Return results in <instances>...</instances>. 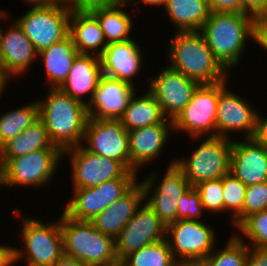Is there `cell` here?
Here are the masks:
<instances>
[{"label":"cell","mask_w":267,"mask_h":266,"mask_svg":"<svg viewBox=\"0 0 267 266\" xmlns=\"http://www.w3.org/2000/svg\"><path fill=\"white\" fill-rule=\"evenodd\" d=\"M42 99H36L39 119L44 123L51 142L62 151L81 145L89 118L87 106L60 88H49Z\"/></svg>","instance_id":"6da1fadb"},{"label":"cell","mask_w":267,"mask_h":266,"mask_svg":"<svg viewBox=\"0 0 267 266\" xmlns=\"http://www.w3.org/2000/svg\"><path fill=\"white\" fill-rule=\"evenodd\" d=\"M199 31L214 58L229 72L239 66L245 47H248V39H253L252 15L212 11Z\"/></svg>","instance_id":"7a4b0ae2"},{"label":"cell","mask_w":267,"mask_h":266,"mask_svg":"<svg viewBox=\"0 0 267 266\" xmlns=\"http://www.w3.org/2000/svg\"><path fill=\"white\" fill-rule=\"evenodd\" d=\"M169 45L168 66L199 85L222 82L229 77L200 31H175Z\"/></svg>","instance_id":"3957f363"},{"label":"cell","mask_w":267,"mask_h":266,"mask_svg":"<svg viewBox=\"0 0 267 266\" xmlns=\"http://www.w3.org/2000/svg\"><path fill=\"white\" fill-rule=\"evenodd\" d=\"M63 253L87 266H115L119 260L115 239L97 230L89 221H77L60 214Z\"/></svg>","instance_id":"277c9868"},{"label":"cell","mask_w":267,"mask_h":266,"mask_svg":"<svg viewBox=\"0 0 267 266\" xmlns=\"http://www.w3.org/2000/svg\"><path fill=\"white\" fill-rule=\"evenodd\" d=\"M58 219L55 223L53 221L45 223L40 219L28 216L22 219L20 237L23 249L15 247V263L25 259L26 265L54 266L64 254L60 217Z\"/></svg>","instance_id":"5b68a950"},{"label":"cell","mask_w":267,"mask_h":266,"mask_svg":"<svg viewBox=\"0 0 267 266\" xmlns=\"http://www.w3.org/2000/svg\"><path fill=\"white\" fill-rule=\"evenodd\" d=\"M63 161L60 148L33 151L7 160L0 170V187H46ZM52 179V180H51Z\"/></svg>","instance_id":"8992f818"},{"label":"cell","mask_w":267,"mask_h":266,"mask_svg":"<svg viewBox=\"0 0 267 266\" xmlns=\"http://www.w3.org/2000/svg\"><path fill=\"white\" fill-rule=\"evenodd\" d=\"M204 138L189 157L175 159V164L182 170L191 187L204 181L220 179L230 172L233 138Z\"/></svg>","instance_id":"52a82bcc"},{"label":"cell","mask_w":267,"mask_h":266,"mask_svg":"<svg viewBox=\"0 0 267 266\" xmlns=\"http://www.w3.org/2000/svg\"><path fill=\"white\" fill-rule=\"evenodd\" d=\"M175 159H171L162 179L158 180L160 182H156L160 176L157 172H151L141 181L144 201L166 227L178 220L179 201L191 187Z\"/></svg>","instance_id":"ba28073f"},{"label":"cell","mask_w":267,"mask_h":266,"mask_svg":"<svg viewBox=\"0 0 267 266\" xmlns=\"http://www.w3.org/2000/svg\"><path fill=\"white\" fill-rule=\"evenodd\" d=\"M220 94V82L201 84L193 92L191 100L173 120V132H186L193 141L216 136V113ZM205 135V136H204ZM203 136V137H202Z\"/></svg>","instance_id":"9c48e42d"},{"label":"cell","mask_w":267,"mask_h":266,"mask_svg":"<svg viewBox=\"0 0 267 266\" xmlns=\"http://www.w3.org/2000/svg\"><path fill=\"white\" fill-rule=\"evenodd\" d=\"M70 15L71 11L64 4L53 3L32 6L15 21L39 53L69 34Z\"/></svg>","instance_id":"30bf717a"},{"label":"cell","mask_w":267,"mask_h":266,"mask_svg":"<svg viewBox=\"0 0 267 266\" xmlns=\"http://www.w3.org/2000/svg\"><path fill=\"white\" fill-rule=\"evenodd\" d=\"M68 155L72 188H91L119 178H139V173L129 171L121 162L89 152L81 145L63 151ZM71 156V157H70Z\"/></svg>","instance_id":"8fae6325"},{"label":"cell","mask_w":267,"mask_h":266,"mask_svg":"<svg viewBox=\"0 0 267 266\" xmlns=\"http://www.w3.org/2000/svg\"><path fill=\"white\" fill-rule=\"evenodd\" d=\"M216 234L204 220L182 219L166 227V239L177 262L205 259L217 248Z\"/></svg>","instance_id":"7c38bea8"},{"label":"cell","mask_w":267,"mask_h":266,"mask_svg":"<svg viewBox=\"0 0 267 266\" xmlns=\"http://www.w3.org/2000/svg\"><path fill=\"white\" fill-rule=\"evenodd\" d=\"M138 178H119L91 188L73 189L63 213L77 221H92L104 209L124 195Z\"/></svg>","instance_id":"4fadbf2b"},{"label":"cell","mask_w":267,"mask_h":266,"mask_svg":"<svg viewBox=\"0 0 267 266\" xmlns=\"http://www.w3.org/2000/svg\"><path fill=\"white\" fill-rule=\"evenodd\" d=\"M81 146L117 160L131 171L128 131L120 120L88 118Z\"/></svg>","instance_id":"5bb4252c"},{"label":"cell","mask_w":267,"mask_h":266,"mask_svg":"<svg viewBox=\"0 0 267 266\" xmlns=\"http://www.w3.org/2000/svg\"><path fill=\"white\" fill-rule=\"evenodd\" d=\"M228 78L220 82L216 113V136L232 138V132L241 131L244 138H252L258 111L248 98L237 95L228 88ZM250 102V103H248ZM252 104V105H251ZM231 133V134H230Z\"/></svg>","instance_id":"9a60e30c"},{"label":"cell","mask_w":267,"mask_h":266,"mask_svg":"<svg viewBox=\"0 0 267 266\" xmlns=\"http://www.w3.org/2000/svg\"><path fill=\"white\" fill-rule=\"evenodd\" d=\"M163 239L166 226L144 201L115 238L116 256L120 262L128 254Z\"/></svg>","instance_id":"2e32d148"},{"label":"cell","mask_w":267,"mask_h":266,"mask_svg":"<svg viewBox=\"0 0 267 266\" xmlns=\"http://www.w3.org/2000/svg\"><path fill=\"white\" fill-rule=\"evenodd\" d=\"M160 70L156 77L149 78L147 89L157 100L163 115L174 120L191 100L199 84L168 65Z\"/></svg>","instance_id":"e0dca14e"},{"label":"cell","mask_w":267,"mask_h":266,"mask_svg":"<svg viewBox=\"0 0 267 266\" xmlns=\"http://www.w3.org/2000/svg\"><path fill=\"white\" fill-rule=\"evenodd\" d=\"M9 13H1V20H10ZM5 31L0 25V68L12 80L29 72L30 66L37 60L38 53L14 20ZM4 30V31H3Z\"/></svg>","instance_id":"ac0fdd59"},{"label":"cell","mask_w":267,"mask_h":266,"mask_svg":"<svg viewBox=\"0 0 267 266\" xmlns=\"http://www.w3.org/2000/svg\"><path fill=\"white\" fill-rule=\"evenodd\" d=\"M137 91L128 82L102 75L87 106L89 118L119 120Z\"/></svg>","instance_id":"d6986e66"},{"label":"cell","mask_w":267,"mask_h":266,"mask_svg":"<svg viewBox=\"0 0 267 266\" xmlns=\"http://www.w3.org/2000/svg\"><path fill=\"white\" fill-rule=\"evenodd\" d=\"M230 173L246 186L266 182L267 150L252 138L233 139Z\"/></svg>","instance_id":"ffe728a7"},{"label":"cell","mask_w":267,"mask_h":266,"mask_svg":"<svg viewBox=\"0 0 267 266\" xmlns=\"http://www.w3.org/2000/svg\"><path fill=\"white\" fill-rule=\"evenodd\" d=\"M170 131H173V123H159L128 131L131 171L140 172L139 169L153 163L161 155L166 144H169Z\"/></svg>","instance_id":"44dd1931"},{"label":"cell","mask_w":267,"mask_h":266,"mask_svg":"<svg viewBox=\"0 0 267 266\" xmlns=\"http://www.w3.org/2000/svg\"><path fill=\"white\" fill-rule=\"evenodd\" d=\"M143 50L135 40L107 44L100 55L102 74L135 85L142 67Z\"/></svg>","instance_id":"7402d4cb"},{"label":"cell","mask_w":267,"mask_h":266,"mask_svg":"<svg viewBox=\"0 0 267 266\" xmlns=\"http://www.w3.org/2000/svg\"><path fill=\"white\" fill-rule=\"evenodd\" d=\"M143 202V185L137 181L124 195L90 222L97 230L115 239Z\"/></svg>","instance_id":"603a6c76"},{"label":"cell","mask_w":267,"mask_h":266,"mask_svg":"<svg viewBox=\"0 0 267 266\" xmlns=\"http://www.w3.org/2000/svg\"><path fill=\"white\" fill-rule=\"evenodd\" d=\"M102 75L100 56L79 54L60 89L71 98L87 105ZM87 95H90V97ZM85 96L89 98L86 99L87 101L84 99Z\"/></svg>","instance_id":"cb8c5ba5"},{"label":"cell","mask_w":267,"mask_h":266,"mask_svg":"<svg viewBox=\"0 0 267 266\" xmlns=\"http://www.w3.org/2000/svg\"><path fill=\"white\" fill-rule=\"evenodd\" d=\"M79 54L69 34L38 53L49 88L62 86Z\"/></svg>","instance_id":"d4e9b609"},{"label":"cell","mask_w":267,"mask_h":266,"mask_svg":"<svg viewBox=\"0 0 267 266\" xmlns=\"http://www.w3.org/2000/svg\"><path fill=\"white\" fill-rule=\"evenodd\" d=\"M69 35L80 54L100 56L107 46L100 24L91 12H71Z\"/></svg>","instance_id":"484cf974"},{"label":"cell","mask_w":267,"mask_h":266,"mask_svg":"<svg viewBox=\"0 0 267 266\" xmlns=\"http://www.w3.org/2000/svg\"><path fill=\"white\" fill-rule=\"evenodd\" d=\"M136 92L132 95L126 110L119 119L127 131L159 123H173V120L167 119L163 115L160 105L148 89L139 97Z\"/></svg>","instance_id":"4316f807"},{"label":"cell","mask_w":267,"mask_h":266,"mask_svg":"<svg viewBox=\"0 0 267 266\" xmlns=\"http://www.w3.org/2000/svg\"><path fill=\"white\" fill-rule=\"evenodd\" d=\"M175 31H199L211 14L208 0H167L163 8Z\"/></svg>","instance_id":"83f0119b"},{"label":"cell","mask_w":267,"mask_h":266,"mask_svg":"<svg viewBox=\"0 0 267 266\" xmlns=\"http://www.w3.org/2000/svg\"><path fill=\"white\" fill-rule=\"evenodd\" d=\"M127 5L125 1H119L110 7L91 11L100 24L107 44L124 42L133 38L131 36V29L134 25L132 16H130V12L127 13V9L126 12L124 9Z\"/></svg>","instance_id":"f1b7e54d"},{"label":"cell","mask_w":267,"mask_h":266,"mask_svg":"<svg viewBox=\"0 0 267 266\" xmlns=\"http://www.w3.org/2000/svg\"><path fill=\"white\" fill-rule=\"evenodd\" d=\"M48 148L59 147L51 142L44 123L39 119L2 146V166L9 159Z\"/></svg>","instance_id":"f546056e"},{"label":"cell","mask_w":267,"mask_h":266,"mask_svg":"<svg viewBox=\"0 0 267 266\" xmlns=\"http://www.w3.org/2000/svg\"><path fill=\"white\" fill-rule=\"evenodd\" d=\"M39 120L38 101L7 111L0 115V145L3 146L9 140L23 132L27 127Z\"/></svg>","instance_id":"4dcf8cb0"},{"label":"cell","mask_w":267,"mask_h":266,"mask_svg":"<svg viewBox=\"0 0 267 266\" xmlns=\"http://www.w3.org/2000/svg\"><path fill=\"white\" fill-rule=\"evenodd\" d=\"M176 263L167 239L144 246L120 261L122 266H176Z\"/></svg>","instance_id":"1f68e13d"},{"label":"cell","mask_w":267,"mask_h":266,"mask_svg":"<svg viewBox=\"0 0 267 266\" xmlns=\"http://www.w3.org/2000/svg\"><path fill=\"white\" fill-rule=\"evenodd\" d=\"M224 211H231L230 222L235 228L243 221V205L247 186L230 172L222 177Z\"/></svg>","instance_id":"d6a6232c"},{"label":"cell","mask_w":267,"mask_h":266,"mask_svg":"<svg viewBox=\"0 0 267 266\" xmlns=\"http://www.w3.org/2000/svg\"><path fill=\"white\" fill-rule=\"evenodd\" d=\"M222 250H213L206 258L209 266H246L248 245L242 242L235 233L230 234Z\"/></svg>","instance_id":"836d02e7"},{"label":"cell","mask_w":267,"mask_h":266,"mask_svg":"<svg viewBox=\"0 0 267 266\" xmlns=\"http://www.w3.org/2000/svg\"><path fill=\"white\" fill-rule=\"evenodd\" d=\"M236 229L242 235L239 232L235 235L244 243H246V236L249 240L246 243L248 246L267 249V209L249 215Z\"/></svg>","instance_id":"e575fe53"},{"label":"cell","mask_w":267,"mask_h":266,"mask_svg":"<svg viewBox=\"0 0 267 266\" xmlns=\"http://www.w3.org/2000/svg\"><path fill=\"white\" fill-rule=\"evenodd\" d=\"M199 193L204 211L214 213L224 212L222 178L204 181L194 186Z\"/></svg>","instance_id":"d590c367"},{"label":"cell","mask_w":267,"mask_h":266,"mask_svg":"<svg viewBox=\"0 0 267 266\" xmlns=\"http://www.w3.org/2000/svg\"><path fill=\"white\" fill-rule=\"evenodd\" d=\"M203 214V215H202ZM204 208L201 202L199 193L194 187L190 189L181 197L178 205V220H203Z\"/></svg>","instance_id":"8d00e7d4"},{"label":"cell","mask_w":267,"mask_h":266,"mask_svg":"<svg viewBox=\"0 0 267 266\" xmlns=\"http://www.w3.org/2000/svg\"><path fill=\"white\" fill-rule=\"evenodd\" d=\"M267 209V181L247 186L243 205V220L249 215Z\"/></svg>","instance_id":"74e56055"},{"label":"cell","mask_w":267,"mask_h":266,"mask_svg":"<svg viewBox=\"0 0 267 266\" xmlns=\"http://www.w3.org/2000/svg\"><path fill=\"white\" fill-rule=\"evenodd\" d=\"M252 34V41L267 52V11L252 15Z\"/></svg>","instance_id":"f35d334b"},{"label":"cell","mask_w":267,"mask_h":266,"mask_svg":"<svg viewBox=\"0 0 267 266\" xmlns=\"http://www.w3.org/2000/svg\"><path fill=\"white\" fill-rule=\"evenodd\" d=\"M119 0H66L65 6L71 12H91L98 8L115 5Z\"/></svg>","instance_id":"ab89813d"},{"label":"cell","mask_w":267,"mask_h":266,"mask_svg":"<svg viewBox=\"0 0 267 266\" xmlns=\"http://www.w3.org/2000/svg\"><path fill=\"white\" fill-rule=\"evenodd\" d=\"M257 114L255 132L252 139L265 150H267V117Z\"/></svg>","instance_id":"60d3db41"},{"label":"cell","mask_w":267,"mask_h":266,"mask_svg":"<svg viewBox=\"0 0 267 266\" xmlns=\"http://www.w3.org/2000/svg\"><path fill=\"white\" fill-rule=\"evenodd\" d=\"M211 11L240 12V0H208Z\"/></svg>","instance_id":"b9f144b4"},{"label":"cell","mask_w":267,"mask_h":266,"mask_svg":"<svg viewBox=\"0 0 267 266\" xmlns=\"http://www.w3.org/2000/svg\"><path fill=\"white\" fill-rule=\"evenodd\" d=\"M246 266H267V249L248 246Z\"/></svg>","instance_id":"7bdbcfd3"},{"label":"cell","mask_w":267,"mask_h":266,"mask_svg":"<svg viewBox=\"0 0 267 266\" xmlns=\"http://www.w3.org/2000/svg\"><path fill=\"white\" fill-rule=\"evenodd\" d=\"M267 11V0H240V13L254 15Z\"/></svg>","instance_id":"ee69618b"},{"label":"cell","mask_w":267,"mask_h":266,"mask_svg":"<svg viewBox=\"0 0 267 266\" xmlns=\"http://www.w3.org/2000/svg\"><path fill=\"white\" fill-rule=\"evenodd\" d=\"M15 246L0 244V266L15 265Z\"/></svg>","instance_id":"f6af8a7d"},{"label":"cell","mask_w":267,"mask_h":266,"mask_svg":"<svg viewBox=\"0 0 267 266\" xmlns=\"http://www.w3.org/2000/svg\"><path fill=\"white\" fill-rule=\"evenodd\" d=\"M54 266H87L83 262L77 260L76 258H73L71 256H68L66 254H63L54 264Z\"/></svg>","instance_id":"bcb514c9"},{"label":"cell","mask_w":267,"mask_h":266,"mask_svg":"<svg viewBox=\"0 0 267 266\" xmlns=\"http://www.w3.org/2000/svg\"><path fill=\"white\" fill-rule=\"evenodd\" d=\"M167 0H125L127 4H134L139 5V3L143 2L146 6L152 5V6H162L164 7Z\"/></svg>","instance_id":"7dc6e473"},{"label":"cell","mask_w":267,"mask_h":266,"mask_svg":"<svg viewBox=\"0 0 267 266\" xmlns=\"http://www.w3.org/2000/svg\"><path fill=\"white\" fill-rule=\"evenodd\" d=\"M176 266H209L205 259L182 260Z\"/></svg>","instance_id":"c3c4849f"},{"label":"cell","mask_w":267,"mask_h":266,"mask_svg":"<svg viewBox=\"0 0 267 266\" xmlns=\"http://www.w3.org/2000/svg\"><path fill=\"white\" fill-rule=\"evenodd\" d=\"M12 81L0 68V99L3 97L4 89H6V86H8V82Z\"/></svg>","instance_id":"681fc988"},{"label":"cell","mask_w":267,"mask_h":266,"mask_svg":"<svg viewBox=\"0 0 267 266\" xmlns=\"http://www.w3.org/2000/svg\"><path fill=\"white\" fill-rule=\"evenodd\" d=\"M25 3L31 4L32 6H45L49 4H53L52 0H24Z\"/></svg>","instance_id":"f907efd6"},{"label":"cell","mask_w":267,"mask_h":266,"mask_svg":"<svg viewBox=\"0 0 267 266\" xmlns=\"http://www.w3.org/2000/svg\"><path fill=\"white\" fill-rule=\"evenodd\" d=\"M2 168V146L0 145V170Z\"/></svg>","instance_id":"816d5d0a"},{"label":"cell","mask_w":267,"mask_h":266,"mask_svg":"<svg viewBox=\"0 0 267 266\" xmlns=\"http://www.w3.org/2000/svg\"><path fill=\"white\" fill-rule=\"evenodd\" d=\"M54 3L65 4L66 0H52Z\"/></svg>","instance_id":"f5cc1de1"},{"label":"cell","mask_w":267,"mask_h":266,"mask_svg":"<svg viewBox=\"0 0 267 266\" xmlns=\"http://www.w3.org/2000/svg\"><path fill=\"white\" fill-rule=\"evenodd\" d=\"M2 12H3V13H7V10L0 9V14H1Z\"/></svg>","instance_id":"db71d44e"}]
</instances>
